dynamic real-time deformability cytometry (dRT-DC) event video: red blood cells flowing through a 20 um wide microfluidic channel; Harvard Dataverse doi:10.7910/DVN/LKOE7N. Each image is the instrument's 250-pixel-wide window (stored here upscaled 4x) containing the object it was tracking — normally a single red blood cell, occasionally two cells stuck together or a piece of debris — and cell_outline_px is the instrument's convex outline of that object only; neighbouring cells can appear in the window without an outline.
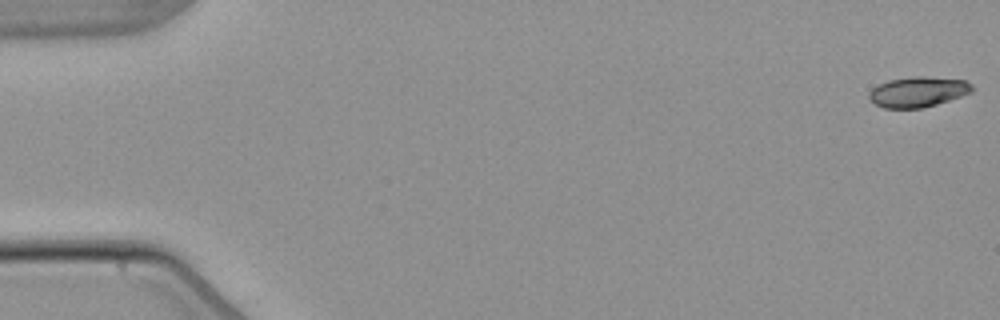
{"species": "common noctule bat (a hibernating species)", "species_latin": "Nyctalus noctula", "temperature_condition": "warm", "stored_images_in_passage": 4, "camera_frame_rate_fps": 3000, "um_per_image_px": 0.085, "animal": {"sex": "male", "body_mass_g": 21.5, "forearm_length_mm": 52.0}, "frame": {"image": 1, "passage_image": 1, "time_ms": 0.0, "image_size_px": [1000, 320], "cell_outline_px": [[972, 92], [924, 108], [884, 108], [868, 100], [868, 92], [872, 88], [888, 80], [916, 76], [924, 76], [964, 80], [972, 84]], "centroid_in_image_um": [77.99, 7.81], "position_along_channel_um": 7.0, "area_um2": 18.15}}
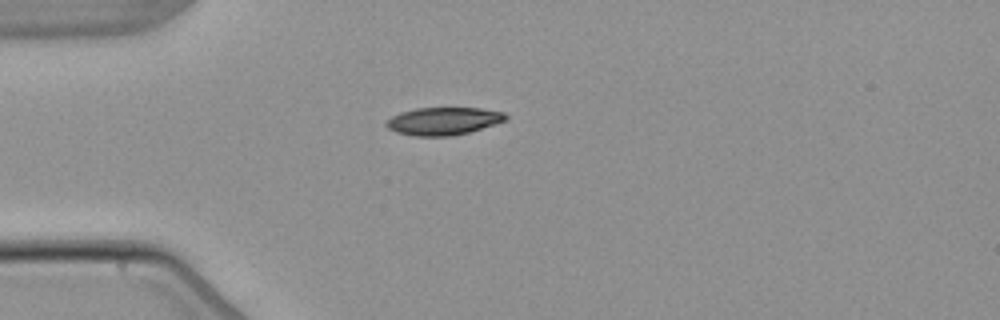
{"frame": {"image": 2, "passage_image": 4, "time_ms": 4.667, "image_size_px": [1000, 320], "cell_outline_px": [[508, 120], [468, 132], [452, 136], [412, 136], [396, 132], [388, 128], [384, 124], [392, 116], [400, 112], [416, 108], [480, 108], [504, 112], [508, 116]], "centroid_in_image_um": [37.69, 10.29], "position_along_channel_um": 47.3, "area_um2": 19.31}}